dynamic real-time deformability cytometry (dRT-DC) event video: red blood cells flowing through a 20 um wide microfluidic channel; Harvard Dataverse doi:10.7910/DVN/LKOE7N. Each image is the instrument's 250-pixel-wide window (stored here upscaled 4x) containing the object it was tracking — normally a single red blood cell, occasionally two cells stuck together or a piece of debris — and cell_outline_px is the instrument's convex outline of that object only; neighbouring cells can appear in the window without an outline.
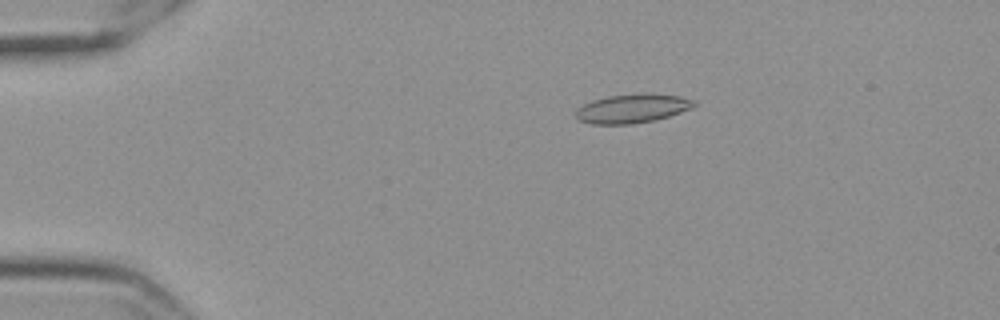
{"species": "Egyptian fruit bat (a non-hibernating species)", "species_latin": "Rousettus aegyptiacus", "temperature_condition": "cold", "stored_images_in_passage": 58, "camera_frame_rate_fps": 3000, "um_per_image_px": 0.085, "frame": {"image": 1, "passage_image": 12, "time_ms": 3.667, "image_size_px": [1000, 320], "cell_outline_px": [[696, 104], [692, 108], [656, 120], [632, 124], [592, 124], [580, 120], [576, 116], [576, 108], [592, 100], [608, 96], [680, 96], [696, 100]], "centroid_in_image_um": [53.71, 9.27], "position_along_channel_um": 31.3, "area_um2": 19.07}}
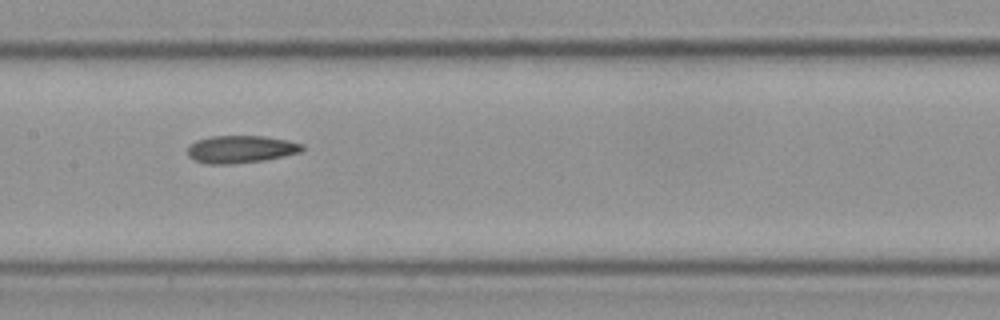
{"frame": {"image": 2, "passage_image": 30, "time_ms": 9.667, "image_size_px": [1000, 320], "cell_outline_px": [[304, 148], [300, 152], [284, 156], [264, 160], [232, 164], [208, 164], [196, 160], [188, 156], [188, 148], [196, 140], [212, 136], [264, 136], [288, 140], [304, 144]], "centroid_in_image_um": [20.49, 12.68], "position_along_channel_um": 186.9, "area_um2": 18.32}}
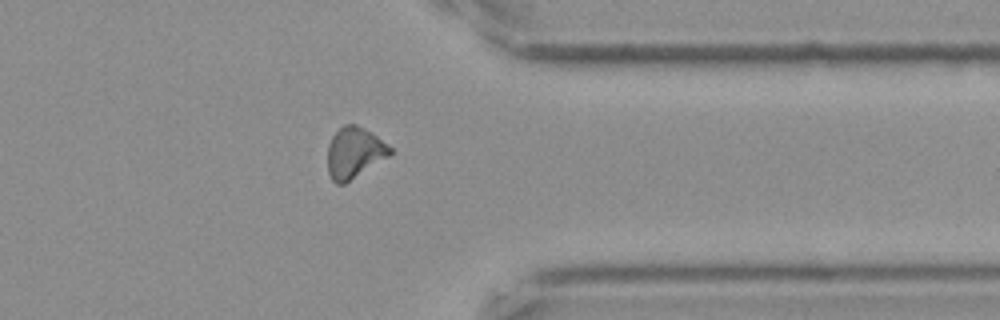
{"frame": {"image": 3, "passage_image": 47, "time_ms": 15.333, "image_size_px": [1000, 320], "cell_outline_px": [[392, 152], [388, 156], [344, 184], [336, 184], [332, 180], [328, 172], [328, 144], [332, 136], [344, 124], [356, 124], [372, 132], [392, 148]], "centroid_in_image_um": [30.1, 12.97], "position_along_channel_um": 381.3, "area_um2": 18.38}, "authors_computed_cell_mechanics": {"area_um2": 18.5249, "velocity_mm_per_s": 3.55, "shape_relaxation_time_tau1_ms": null, "shape_relaxation_time_tau2_ms": 7.9803, "deformation_change_tau1": null, "deformation_change_tau2": 0.1672}}